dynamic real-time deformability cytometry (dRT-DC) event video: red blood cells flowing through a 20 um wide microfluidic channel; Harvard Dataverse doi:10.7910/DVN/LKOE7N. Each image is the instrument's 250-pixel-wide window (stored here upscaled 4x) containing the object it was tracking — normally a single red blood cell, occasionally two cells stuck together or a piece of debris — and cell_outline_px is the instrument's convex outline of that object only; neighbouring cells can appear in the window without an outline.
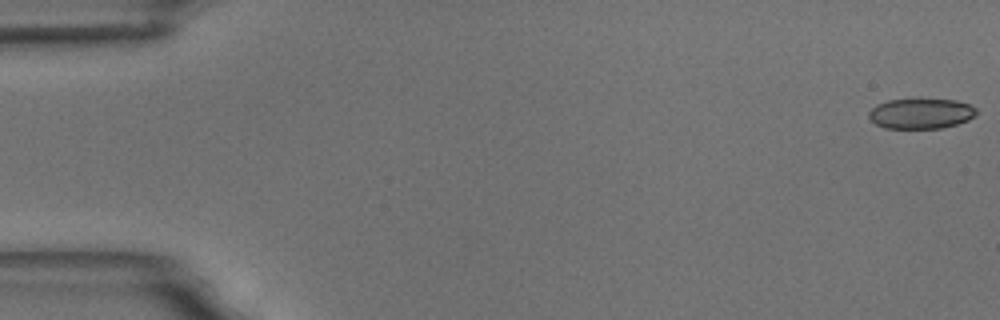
{"species": "common noctule bat (a hibernating species)", "species_latin": "Nyctalus noctula", "temperature_condition": "room temperature", "stored_images_in_passage": 58, "camera_frame_rate_fps": 3000, "um_per_image_px": 0.085, "animal": {"sex": "male", "body_mass_g": 18.8}, "frame": {"image": 1, "passage_image": 1, "time_ms": 0.0, "image_size_px": [1000, 320], "cell_outline_px": [[976, 112], [968, 120], [956, 124], [940, 128], [884, 128], [876, 124], [868, 116], [868, 112], [876, 104], [888, 100], [916, 96], [920, 96], [956, 100], [968, 104], [976, 108]], "centroid_in_image_um": [78.24, 9.59], "position_along_channel_um": 6.8, "area_um2": 19.71}}
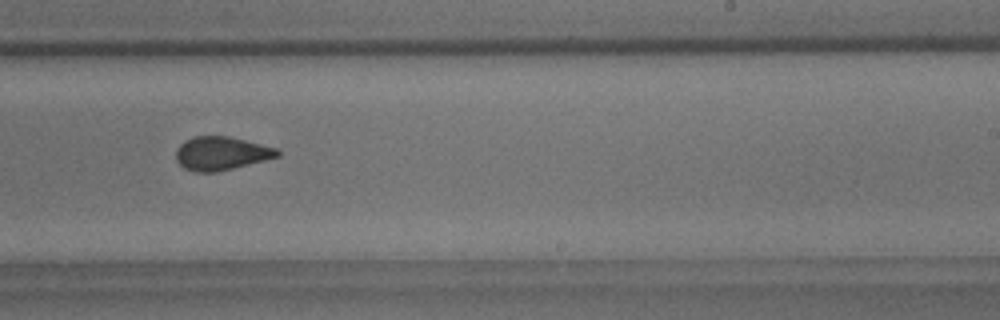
{"frame": {"image": 2, "passage_image": 36, "time_ms": 11.667, "image_size_px": [1000, 320], "cell_outline_px": [[280, 156], [216, 172], [196, 172], [184, 168], [176, 160], [176, 148], [184, 140], [192, 136], [228, 136], [276, 148], [280, 152]], "centroid_in_image_um": [18.76, 13.03], "position_along_channel_um": 270.2, "area_um2": 19.65}}
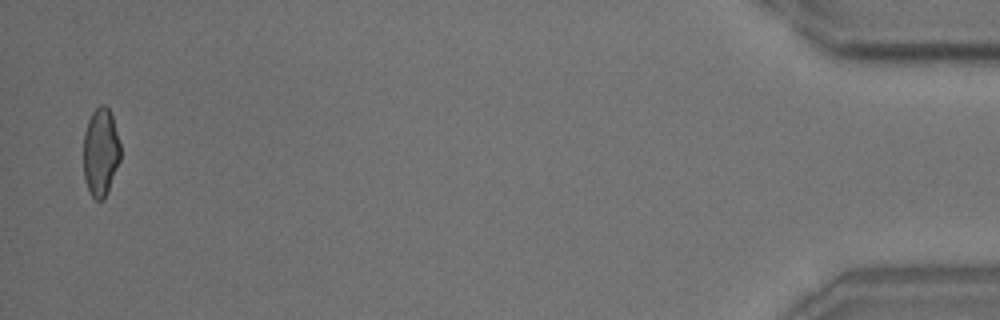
{"frame": {"image": 3, "passage_image": 57, "time_ms": 18.667, "image_size_px": [1000, 320], "cell_outline_px": [[120, 160], [108, 192], [104, 200], [96, 200], [88, 192], [84, 180], [84, 132], [88, 120], [92, 112], [100, 104], [104, 104], [108, 108], [112, 116], [120, 144]], "centroid_in_image_um": [8.55, 12.96], "position_along_channel_um": 426.7, "area_um2": 19.13}, "authors_computed_cell_mechanics": {"area_um2": 20.2011, "velocity_mm_per_s": 3.5029, "shape_relaxation_time_tau1_ms": 5.2815, "shape_relaxation_time_tau2_ms": 1.2921, "deformation_change_tau1": 0.1162, "deformation_change_tau2": 0.0691}}